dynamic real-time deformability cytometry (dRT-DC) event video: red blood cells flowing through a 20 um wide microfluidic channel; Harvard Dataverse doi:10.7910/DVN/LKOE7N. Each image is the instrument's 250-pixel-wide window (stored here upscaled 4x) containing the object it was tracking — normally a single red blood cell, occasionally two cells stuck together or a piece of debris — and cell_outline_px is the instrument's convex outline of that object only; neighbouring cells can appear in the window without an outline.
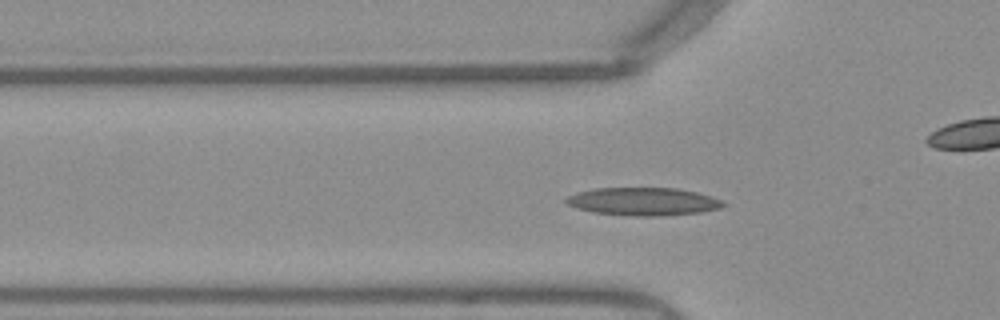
{"species": "Egyptian fruit bat (a non-hibernating species)", "species_latin": "Rousettus aegyptiacus", "temperature_condition": "warm", "stored_images_in_passage": 53, "camera_frame_rate_fps": 3000, "um_per_image_px": 0.085, "frame": {"image": 1, "passage_image": 17, "time_ms": 5.333, "image_size_px": [1000, 320], "cell_outline_px": [[724, 204], [720, 208], [700, 212], [660, 216], [636, 216], [592, 212], [576, 208], [568, 204], [564, 200], [568, 196], [580, 192], [596, 188], [676, 188], [696, 192], [712, 196], [720, 200]], "centroid_in_image_um": [54.67, 17.13], "position_along_channel_um": 71.1, "area_um2": 25.32}}
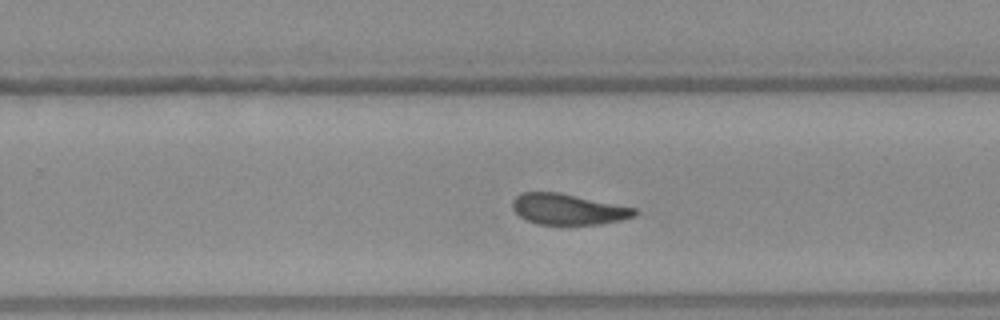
{"frame": {"image": 2, "passage_image": 33, "time_ms": 10.667, "image_size_px": [1000, 320], "cell_outline_px": [[640, 212], [636, 216], [620, 220], [600, 224], [536, 224], [524, 220], [512, 208], [512, 200], [520, 192], [556, 192], [636, 208]], "centroid_in_image_um": [48.27, 17.79], "position_along_channel_um": 281.5, "area_um2": 21.91}}
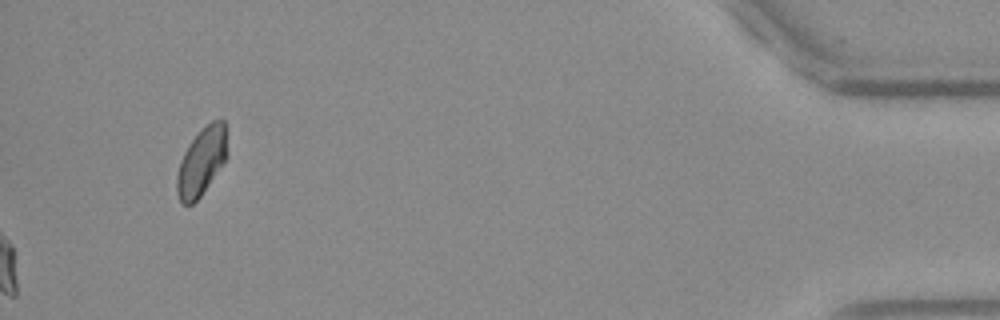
{"frame": {"image": 3, "passage_image": 53, "time_ms": 17.333, "image_size_px": [1000, 320], "cell_outline_px": [[228, 156], [200, 196], [192, 204], [180, 204], [176, 192], [176, 176], [180, 160], [188, 144], [200, 128], [212, 120], [224, 120], [228, 152]], "centroid_in_image_um": [17.11, 13.71], "position_along_channel_um": 418.1, "area_um2": 20.06}, "authors_computed_cell_mechanics": {"area_um2": 23.0622, "velocity_mm_per_s": 3.9275, "shape_relaxation_time_tau1_ms": 8.638, "shape_relaxation_time_tau2_ms": 2.3916, "deformation_change_tau1": 0.2043, "deformation_change_tau2": 0.0832}}